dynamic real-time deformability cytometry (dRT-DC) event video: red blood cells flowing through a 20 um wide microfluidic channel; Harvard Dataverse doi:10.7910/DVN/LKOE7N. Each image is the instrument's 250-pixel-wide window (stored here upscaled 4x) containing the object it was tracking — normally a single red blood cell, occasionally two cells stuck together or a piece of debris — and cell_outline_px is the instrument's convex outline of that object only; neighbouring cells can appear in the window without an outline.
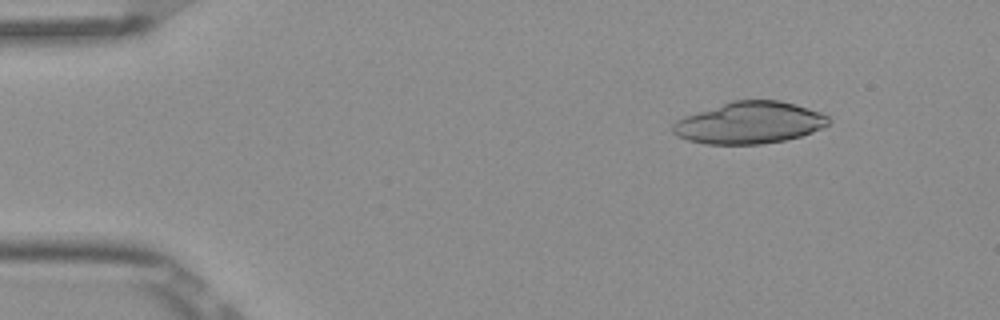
{"species": "Egyptian fruit bat (a non-hibernating species)", "species_latin": "Rousettus aegyptiacus", "temperature_condition": "room temperature", "stored_images_in_passage": 4, "camera_frame_rate_fps": 3000, "um_per_image_px": 0.085, "frame": {"image": 1, "passage_image": 1, "time_ms": 0.0, "image_size_px": [1000, 320], "cell_outline_px": [[832, 120], [828, 124], [812, 132], [800, 136], [784, 140], [764, 144], [704, 144], [688, 140], [676, 136], [672, 132], [672, 124], [676, 120], [684, 116], [732, 100], [780, 100], [796, 104], [820, 112], [828, 116]], "centroid_in_image_um": [63.68, 10.43], "position_along_channel_um": 21.3, "area_um2": 38.09}}